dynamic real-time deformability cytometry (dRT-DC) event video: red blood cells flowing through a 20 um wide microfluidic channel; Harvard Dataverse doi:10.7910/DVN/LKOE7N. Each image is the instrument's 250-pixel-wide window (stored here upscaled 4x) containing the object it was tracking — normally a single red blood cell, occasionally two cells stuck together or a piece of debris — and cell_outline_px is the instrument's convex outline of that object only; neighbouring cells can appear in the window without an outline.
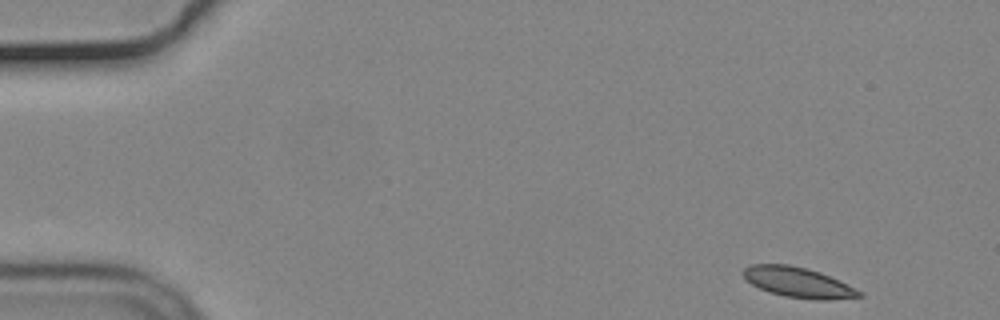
{"species": "common noctule bat (a hibernating species)", "species_latin": "Nyctalus noctula", "temperature_condition": "cold", "stored_images_in_passage": 14, "camera_frame_rate_fps": 3000, "um_per_image_px": 0.085, "animal": {"sex": "male", "body_mass_g": 19.2, "forearm_length_mm": 51.8}, "frame": {"image": 1, "passage_image": 1, "time_ms": 0.0, "image_size_px": [1000, 320], "cell_outline_px": [[864, 296], [828, 300], [816, 300], [784, 296], [760, 288], [752, 284], [744, 276], [744, 268], [752, 264], [788, 264], [808, 268], [820, 272], [840, 280], [864, 292]], "centroid_in_image_um": [67.92, 24.0], "position_along_channel_um": 17.1, "area_um2": 20.4}}